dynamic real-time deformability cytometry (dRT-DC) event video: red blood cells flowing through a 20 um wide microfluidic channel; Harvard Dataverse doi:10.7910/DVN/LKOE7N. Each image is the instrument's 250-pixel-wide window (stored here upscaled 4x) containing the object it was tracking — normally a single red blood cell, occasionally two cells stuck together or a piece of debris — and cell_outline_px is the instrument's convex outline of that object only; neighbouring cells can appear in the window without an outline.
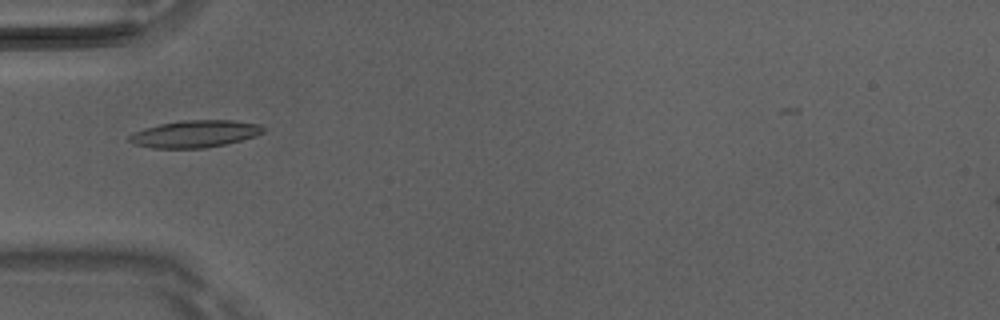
{"species": "Egyptian fruit bat (a non-hibernating species)", "species_latin": "Rousettus aegyptiacus", "temperature_condition": "room temperature", "stored_images_in_passage": 6, "camera_frame_rate_fps": 3000, "um_per_image_px": 0.085, "animal": {"sex": "male"}, "frame": {"image": 1, "passage_image": 4, "time_ms": 1.0, "image_size_px": [1000, 320], "cell_outline_px": [[268, 128], [264, 132], [256, 136], [224, 144], [204, 148], [152, 148], [136, 144], [128, 140], [128, 136], [132, 132], [144, 128], [160, 124], [180, 120], [232, 120], [260, 124]], "centroid_in_image_um": [16.59, 11.37], "position_along_channel_um": 68.4, "area_um2": 21.27}}